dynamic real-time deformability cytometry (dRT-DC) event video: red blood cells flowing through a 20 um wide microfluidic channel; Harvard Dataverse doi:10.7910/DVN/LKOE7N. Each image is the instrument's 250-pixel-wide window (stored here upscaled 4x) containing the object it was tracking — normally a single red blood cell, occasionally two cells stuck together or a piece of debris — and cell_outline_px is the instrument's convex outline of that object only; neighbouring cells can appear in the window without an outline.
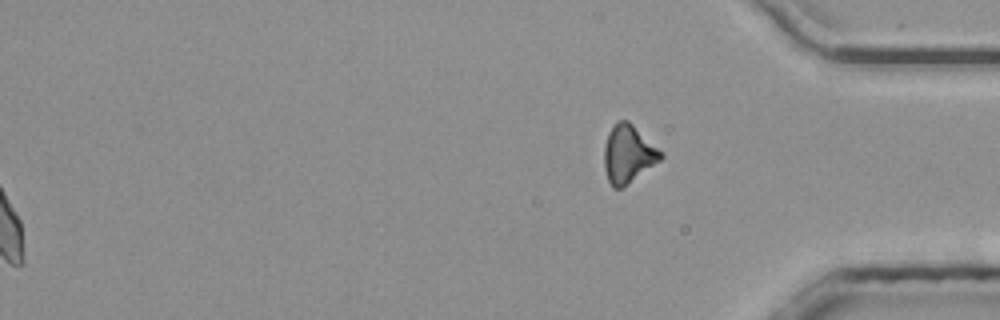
{"species": "common noctule bat (a hibernating species)", "species_latin": "Nyctalus noctula", "temperature_condition": "room temperature", "stored_images_in_passage": 55, "segment_of_instrument_passage": [2, 2], "camera_frame_rate_fps": 3000, "um_per_image_px": 0.085, "animal": {"sex": "male", "body_mass_g": 20.4}, "frame": {"image": 1, "passage_image": 55, "time_ms": 18.0, "image_size_px": [1000, 320], "cell_outline_px": [[664, 156], [660, 160], [624, 188], [612, 188], [608, 180], [604, 168], [604, 144], [608, 132], [616, 120], [628, 120], [664, 152]], "centroid_in_image_um": [53.39, 13.09], "position_along_channel_um": 381.8, "area_um2": 19.42}}